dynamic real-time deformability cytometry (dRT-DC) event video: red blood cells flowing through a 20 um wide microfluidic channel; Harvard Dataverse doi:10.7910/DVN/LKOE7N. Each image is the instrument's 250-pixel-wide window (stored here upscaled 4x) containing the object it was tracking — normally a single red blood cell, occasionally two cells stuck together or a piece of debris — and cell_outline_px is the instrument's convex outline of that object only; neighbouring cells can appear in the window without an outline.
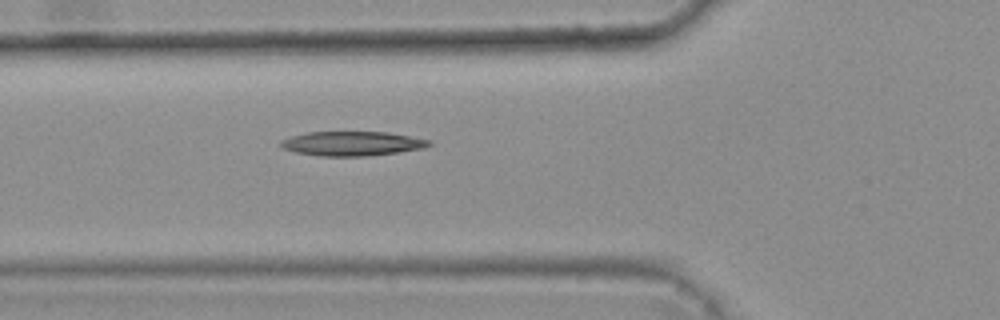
{"species": "common noctule bat (a hibernating species)", "species_latin": "Nyctalus noctula", "temperature_condition": "warm", "stored_images_in_passage": 6, "camera_frame_rate_fps": 3000, "um_per_image_px": 0.085, "animal": {"sex": "female", "body_mass_g": 25.1}, "frame": {"image": 1, "passage_image": 6, "time_ms": 1.667, "image_size_px": [1000, 320], "cell_outline_px": [[432, 144], [424, 148], [368, 156], [320, 156], [296, 152], [284, 148], [280, 144], [280, 140], [292, 136], [308, 132], [388, 132], [432, 140]], "centroid_in_image_um": [29.96, 12.2], "position_along_channel_um": 95.8, "area_um2": 20.98}}